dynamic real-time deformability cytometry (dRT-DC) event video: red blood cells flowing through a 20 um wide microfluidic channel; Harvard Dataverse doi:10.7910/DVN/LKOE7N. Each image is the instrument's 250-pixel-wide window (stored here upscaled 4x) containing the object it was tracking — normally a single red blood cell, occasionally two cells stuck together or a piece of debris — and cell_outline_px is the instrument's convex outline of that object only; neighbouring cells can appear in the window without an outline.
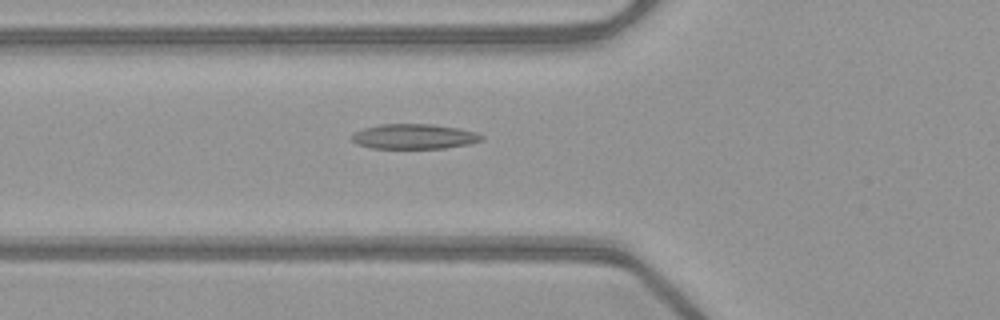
{"species": "common noctule bat (a hibernating species)", "species_latin": "Nyctalus noctula", "temperature_condition": "warm", "stored_images_in_passage": 31, "camera_frame_rate_fps": 3000, "um_per_image_px": 0.085, "animal": {"sex": "female", "body_mass_g": 21.9}, "frame": {"image": 1, "passage_image": 19, "time_ms": 6.0, "image_size_px": [1000, 320], "cell_outline_px": [[484, 140], [472, 144], [444, 148], [372, 148], [356, 144], [352, 140], [352, 132], [364, 128], [384, 124], [432, 124], [456, 128], [476, 132], [484, 136]], "centroid_in_image_um": [35.22, 11.61], "position_along_channel_um": 90.6, "area_um2": 18.96}}
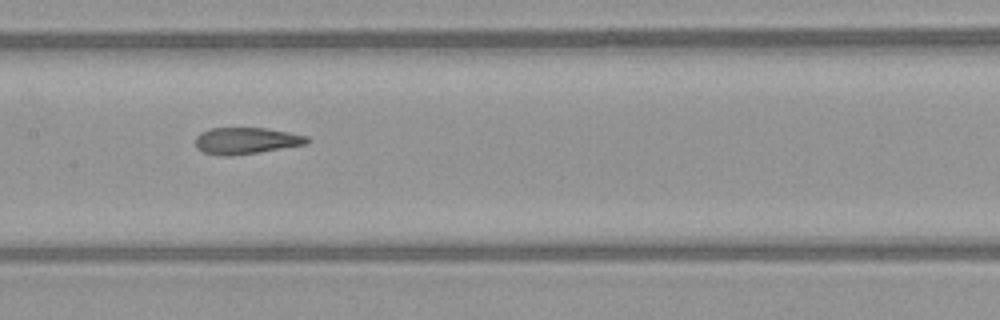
{"frame": {"image": 2, "passage_image": 26, "time_ms": 8.333, "image_size_px": [1000, 320], "cell_outline_px": [[312, 140], [308, 144], [260, 152], [232, 156], [220, 156], [204, 152], [196, 148], [196, 136], [200, 132], [212, 128], [264, 128], [288, 132], [308, 136]], "centroid_in_image_um": [20.95, 11.97], "position_along_channel_um": 186.5, "area_um2": 17.46}}
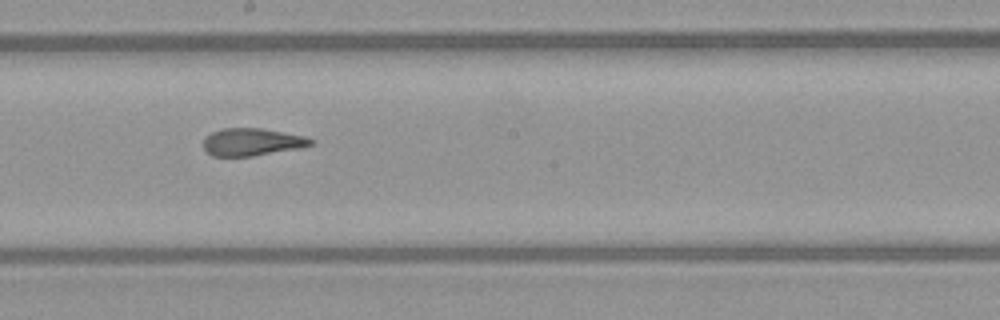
{"frame": {"image": 3, "passage_image": 29, "time_ms": 9.333, "image_size_px": [1000, 320], "cell_outline_px": [[316, 144], [300, 148], [252, 156], [212, 156], [204, 148], [204, 140], [212, 132], [224, 128], [260, 128], [304, 136], [316, 140]], "centroid_in_image_um": [21.47, 12.07], "position_along_channel_um": 226.7, "area_um2": 17.11}}